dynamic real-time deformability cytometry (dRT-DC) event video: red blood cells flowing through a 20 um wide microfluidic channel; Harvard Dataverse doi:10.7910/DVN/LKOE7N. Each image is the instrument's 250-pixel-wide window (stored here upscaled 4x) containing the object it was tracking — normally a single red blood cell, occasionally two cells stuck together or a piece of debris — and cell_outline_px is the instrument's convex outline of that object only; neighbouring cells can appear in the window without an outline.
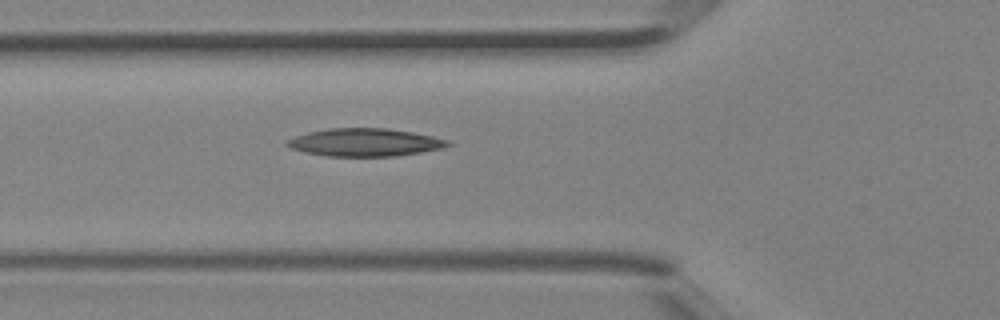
{"species": "Egyptian fruit bat (a non-hibernating species)", "species_latin": "Rousettus aegyptiacus", "temperature_condition": "room temperature", "stored_images_in_passage": 4, "camera_frame_rate_fps": 3000, "um_per_image_px": 0.085, "animal": {"sex": "female"}, "frame": {"image": 1, "passage_image": 4, "time_ms": 1.0, "image_size_px": [1000, 320], "cell_outline_px": [[452, 144], [444, 148], [396, 156], [328, 156], [304, 152], [292, 148], [284, 144], [284, 140], [308, 132], [328, 128], [388, 128], [412, 132], [432, 136], [448, 140]], "centroid_in_image_um": [31.0, 12.1], "position_along_channel_um": 94.8, "area_um2": 26.13}}